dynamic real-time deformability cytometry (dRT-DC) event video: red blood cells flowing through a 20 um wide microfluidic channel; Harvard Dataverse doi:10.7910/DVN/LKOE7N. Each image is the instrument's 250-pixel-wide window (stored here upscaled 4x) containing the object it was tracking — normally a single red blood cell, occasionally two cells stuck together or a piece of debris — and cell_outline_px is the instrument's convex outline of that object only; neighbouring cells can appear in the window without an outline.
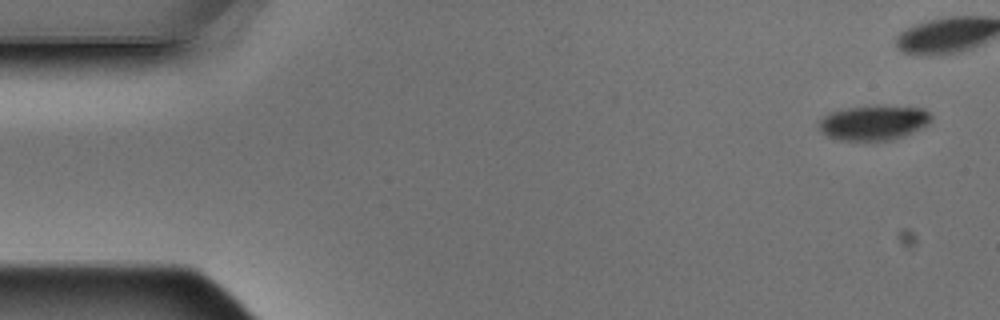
{"species": "Egyptian fruit bat (a non-hibernating species)", "species_latin": "Rousettus aegyptiacus", "temperature_condition": "warm", "stored_images_in_passage": 15, "camera_frame_rate_fps": 3000, "um_per_image_px": 0.085, "animal": {"sex": "male"}, "frame": {"image": 1, "passage_image": 1, "time_ms": 0.0, "image_size_px": [1000, 320], "cell_outline_px": [[932, 120], [928, 124], [892, 140], [840, 140], [828, 136], [820, 128], [820, 120], [828, 112], [848, 108], [876, 104], [884, 104], [924, 108], [932, 116]], "centroid_in_image_um": [74.29, 10.38], "position_along_channel_um": 10.7, "area_um2": 22.89}}
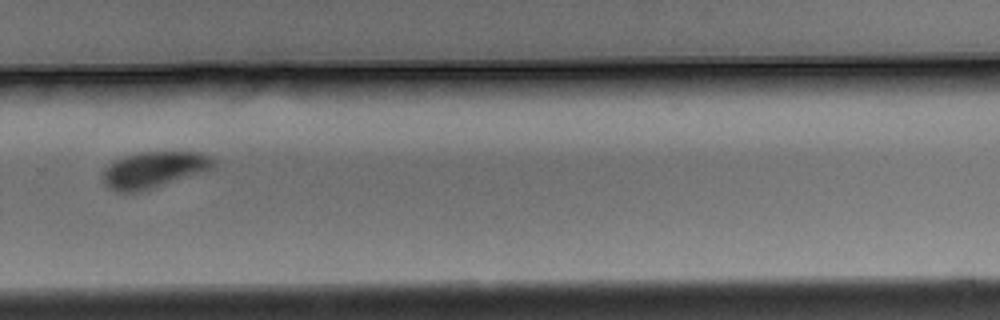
{"frame": {"image": 2, "passage_image": 11, "time_ms": 3.333, "image_size_px": [1000, 320], "cell_outline_px": [[216, 168], [148, 188], [132, 192], [120, 192], [108, 188], [104, 180], [104, 172], [116, 160], [124, 156], [136, 152], [200, 152], [216, 160]], "centroid_in_image_um": [13.13, 14.39], "position_along_channel_um": 316.7, "area_um2": 22.66}}
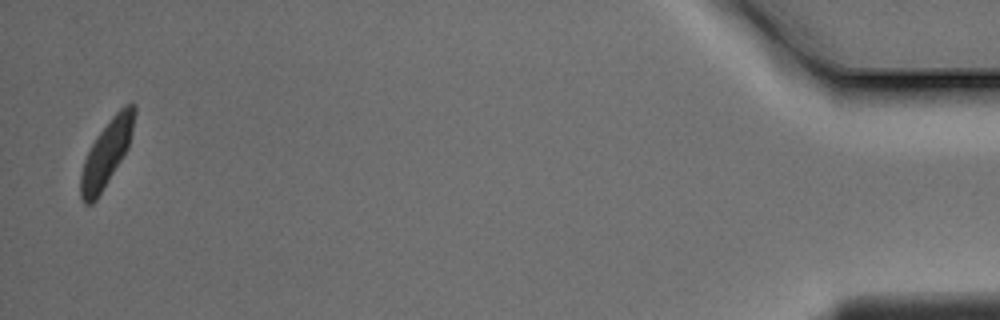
{"frame": {"image": 3, "passage_image": 15, "time_ms": 4.667, "image_size_px": [1000, 320], "cell_outline_px": [[136, 112], [128, 148], [96, 200], [92, 204], [84, 204], [80, 196], [80, 176], [84, 160], [96, 136], [112, 116], [124, 104], [136, 104]], "centroid_in_image_um": [9.05, 13.01], "position_along_channel_um": 426.2, "area_um2": 20.35}}